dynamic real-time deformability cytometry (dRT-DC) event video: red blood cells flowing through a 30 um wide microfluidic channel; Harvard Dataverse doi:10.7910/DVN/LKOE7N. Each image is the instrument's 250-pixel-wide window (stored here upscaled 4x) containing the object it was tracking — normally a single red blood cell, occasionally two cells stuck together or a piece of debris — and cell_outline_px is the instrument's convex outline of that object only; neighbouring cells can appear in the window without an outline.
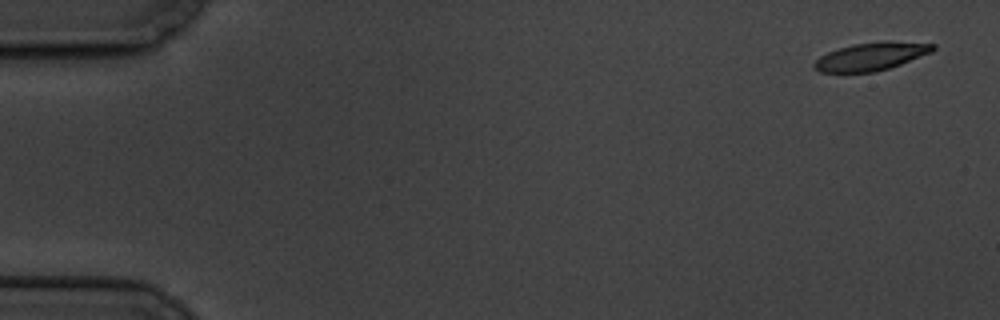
{"species": "common noctule bat (a hibernating species)", "species_latin": "Nyctalus noctula", "temperature_condition": "cold", "stored_images_in_passage": 4, "camera_frame_rate_fps": 3000, "um_per_image_px": 0.085, "animal": {"sex": "male", "body_mass_g": 19.5, "forearm_length_mm": 54.6}, "frame": {"image": 1, "passage_image": 1, "time_ms": 0.0, "image_size_px": [1000, 320], "cell_outline_px": [[936, 48], [932, 52], [900, 64], [876, 72], [820, 72], [812, 68], [812, 64], [820, 56], [828, 52], [840, 48], [856, 44], [888, 40], [936, 44]], "centroid_in_image_um": [74.05, 4.79], "position_along_channel_um": 10.9, "area_um2": 19.31}}